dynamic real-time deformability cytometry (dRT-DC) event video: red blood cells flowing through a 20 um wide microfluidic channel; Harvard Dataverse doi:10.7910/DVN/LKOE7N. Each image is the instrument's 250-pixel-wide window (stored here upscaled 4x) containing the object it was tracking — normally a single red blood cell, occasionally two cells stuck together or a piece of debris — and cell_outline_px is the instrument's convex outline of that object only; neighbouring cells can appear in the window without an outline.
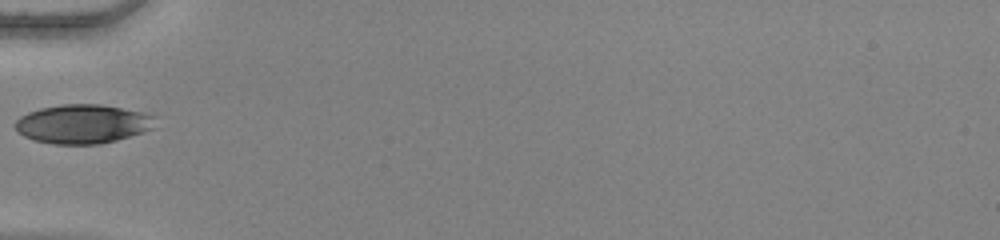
{"species": "human", "species_latin": "Homo sapiens", "temperature_condition": "warm", "stored_images_in_passage": 35, "camera_frame_rate_fps": 3000, "um_per_image_px": 0.085, "donor": {"sex": "female"}, "frame": {"image": 1, "passage_image": 1, "time_ms": 0.0, "image_size_px": [1000, 240], "cell_outline_px": [[128, 132], [120, 136], [108, 140], [44, 140], [28, 116], [36, 112], [52, 108], [112, 108], [124, 112]], "centroid_in_image_um": [6.79, 10.52], "position_along_channel_um": 78.2, "area_um2": 20.06}}
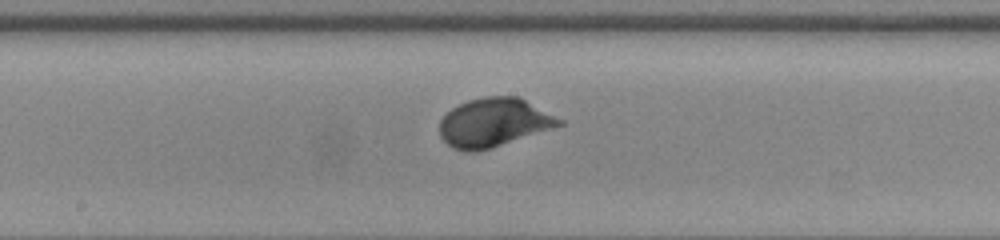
{"frame": {"image": 2, "passage_image": 11, "time_ms": 3.333, "image_size_px": [1000, 240], "cell_outline_px": [[536, 120], [508, 136], [492, 144], [476, 148], [468, 148], [456, 144], [448, 136], [488, 100], [520, 100], [524, 104]], "centroid_in_image_um": [41.84, 10.5], "position_along_channel_um": 206.4, "area_um2": 18.38}}
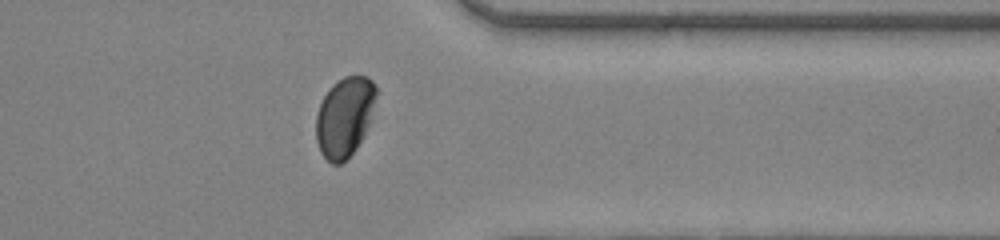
{"frame": {"image": 3, "passage_image": 25, "time_ms": 8.0, "image_size_px": [1000, 240], "cell_outline_px": [[372, 96], [356, 144], [348, 156], [344, 160], [332, 160], [324, 152], [320, 144], [320, 108], [324, 100], [332, 88], [336, 84], [344, 80], [356, 76], [360, 76], [368, 80], [372, 84]], "centroid_in_image_um": [29.25, 9.89], "position_along_channel_um": 382.2, "area_um2": 22.77}}